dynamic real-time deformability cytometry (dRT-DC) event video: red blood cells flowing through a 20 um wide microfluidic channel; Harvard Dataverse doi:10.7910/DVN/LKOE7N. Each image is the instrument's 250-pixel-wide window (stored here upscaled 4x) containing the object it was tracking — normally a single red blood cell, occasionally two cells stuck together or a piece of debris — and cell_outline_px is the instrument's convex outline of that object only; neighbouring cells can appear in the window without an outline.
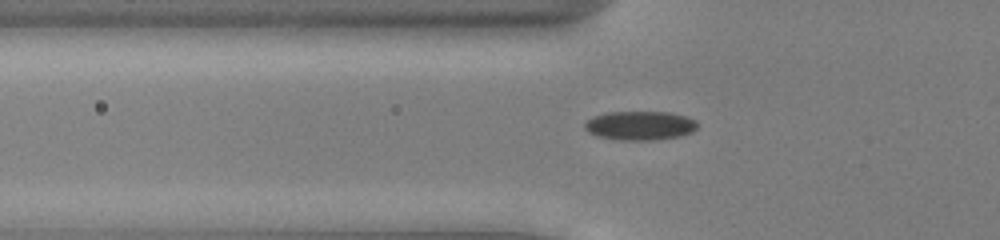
{"species": "common noctule bat (a hibernating species)", "species_latin": "Nyctalus noctula", "temperature_condition": "cold", "stored_images_in_passage": 38, "camera_frame_rate_fps": 3000, "um_per_image_px": 0.085, "animal": {"sex": "male", "body_mass_g": 13.0, "forearm_length_mm": 53.1}, "frame": {"image": 1, "passage_image": 5, "time_ms": 1.333, "image_size_px": [1000, 240], "cell_outline_px": [[700, 124], [692, 132], [680, 136], [656, 140], [620, 140], [596, 136], [588, 132], [584, 128], [584, 124], [592, 116], [604, 112], [668, 112], [684, 116], [696, 120]], "centroid_in_image_um": [54.39, 10.67], "position_along_channel_um": 71.4, "area_um2": 19.25}}
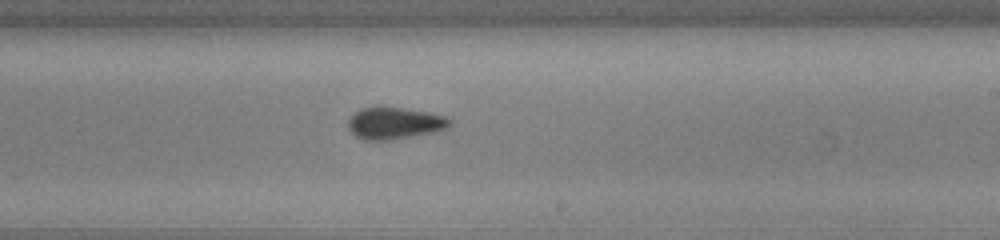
{"frame": {"image": 2, "passage_image": 19, "time_ms": 6.0, "image_size_px": [1000, 240], "cell_outline_px": [[452, 124], [448, 128], [436, 132], [388, 140], [360, 140], [348, 128], [348, 120], [352, 112], [360, 108], [380, 104], [428, 112], [448, 116], [452, 120]], "centroid_in_image_um": [33.52, 10.43], "position_along_channel_um": 255.5, "area_um2": 19.65}}
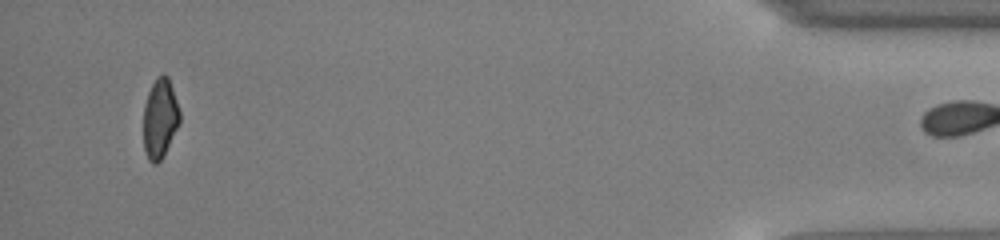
{"frame": {"image": 3, "passage_image": 37, "time_ms": 12.0, "image_size_px": [1000, 240], "cell_outline_px": [[180, 124], [164, 156], [156, 164], [152, 164], [148, 160], [144, 148], [144, 104], [148, 92], [156, 76], [164, 72], [168, 76], [180, 112]], "centroid_in_image_um": [13.6, 10.07], "position_along_channel_um": 421.6, "area_um2": 17.05}}